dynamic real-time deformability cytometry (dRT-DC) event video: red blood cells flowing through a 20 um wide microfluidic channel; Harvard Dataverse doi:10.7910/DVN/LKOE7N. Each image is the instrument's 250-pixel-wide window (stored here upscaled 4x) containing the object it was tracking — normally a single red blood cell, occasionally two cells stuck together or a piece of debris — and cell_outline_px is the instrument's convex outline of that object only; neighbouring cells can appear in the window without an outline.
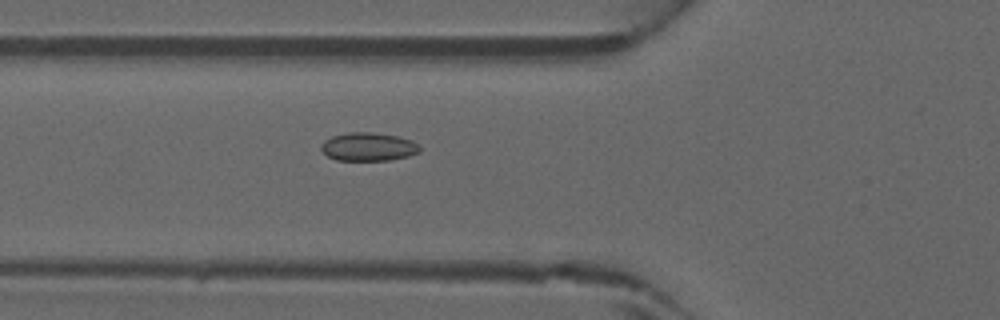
{"species": "common noctule bat (a hibernating species)", "species_latin": "Nyctalus noctula", "temperature_condition": "warm", "stored_images_in_passage": 33, "camera_frame_rate_fps": 3000, "um_per_image_px": 0.085, "animal": {"sex": "male", "forearm_length_mm": 52.5}, "frame": {"image": 1, "passage_image": 4, "time_ms": 1.0, "image_size_px": [1000, 320], "cell_outline_px": [[420, 152], [408, 156], [388, 160], [336, 160], [328, 156], [320, 148], [320, 144], [324, 140], [332, 136], [348, 132], [372, 132], [396, 136], [412, 140], [420, 148]], "centroid_in_image_um": [31.28, 12.47], "position_along_channel_um": 94.5, "area_um2": 16.24}}
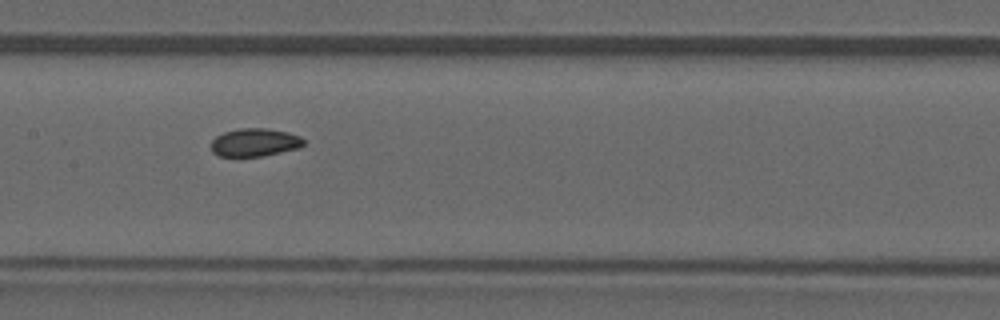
{"frame": {"image": 2, "passage_image": 10, "time_ms": 3.0, "image_size_px": [1000, 320], "cell_outline_px": [[304, 144], [300, 148], [264, 156], [220, 156], [212, 152], [212, 140], [216, 136], [224, 132], [240, 128], [268, 128], [288, 132], [300, 136], [304, 140]], "centroid_in_image_um": [21.68, 12.1], "position_along_channel_um": 185.7, "area_um2": 15.2}}
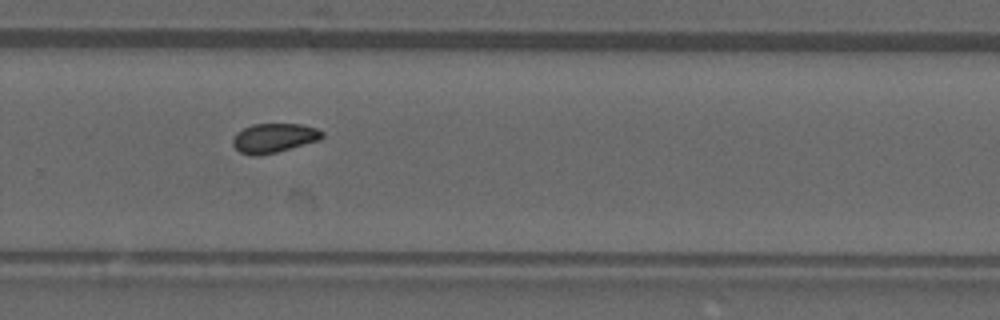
{"frame": {"image": 3, "passage_image": 18, "time_ms": 5.667, "image_size_px": [1000, 320], "cell_outline_px": [[324, 136], [320, 140], [276, 152], [260, 156], [252, 156], [240, 152], [232, 144], [232, 140], [236, 132], [252, 124], [300, 124], [316, 128], [324, 132]], "centroid_in_image_um": [23.28, 11.73], "position_along_channel_um": 306.5, "area_um2": 15.32}}